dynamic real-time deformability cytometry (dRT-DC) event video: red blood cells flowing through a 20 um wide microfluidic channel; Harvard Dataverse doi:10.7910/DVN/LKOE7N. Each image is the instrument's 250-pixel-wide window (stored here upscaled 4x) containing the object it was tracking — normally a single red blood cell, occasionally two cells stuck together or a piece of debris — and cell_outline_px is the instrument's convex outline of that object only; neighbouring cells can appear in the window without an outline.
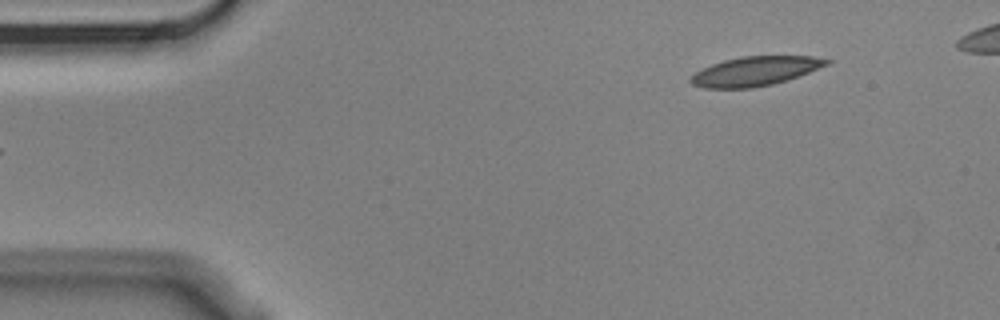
{"species": "Egyptian fruit bat (a non-hibernating species)", "species_latin": "Rousettus aegyptiacus", "temperature_condition": "cold", "stored_images_in_passage": 5, "segment_of_instrument_passage": [2, 2], "camera_frame_rate_fps": 3000, "um_per_image_px": 0.085, "animal": {"sex": "male"}, "frame": {"image": 1, "passage_image": 5, "time_ms": 1.333, "image_size_px": [1000, 320], "cell_outline_px": [[832, 60], [828, 64], [808, 72], [772, 84], [752, 88], [704, 88], [692, 84], [688, 80], [696, 72], [712, 64], [724, 60], [740, 56], [812, 56]], "centroid_in_image_um": [64.15, 6.04], "position_along_channel_um": 20.8, "area_um2": 22.83}}